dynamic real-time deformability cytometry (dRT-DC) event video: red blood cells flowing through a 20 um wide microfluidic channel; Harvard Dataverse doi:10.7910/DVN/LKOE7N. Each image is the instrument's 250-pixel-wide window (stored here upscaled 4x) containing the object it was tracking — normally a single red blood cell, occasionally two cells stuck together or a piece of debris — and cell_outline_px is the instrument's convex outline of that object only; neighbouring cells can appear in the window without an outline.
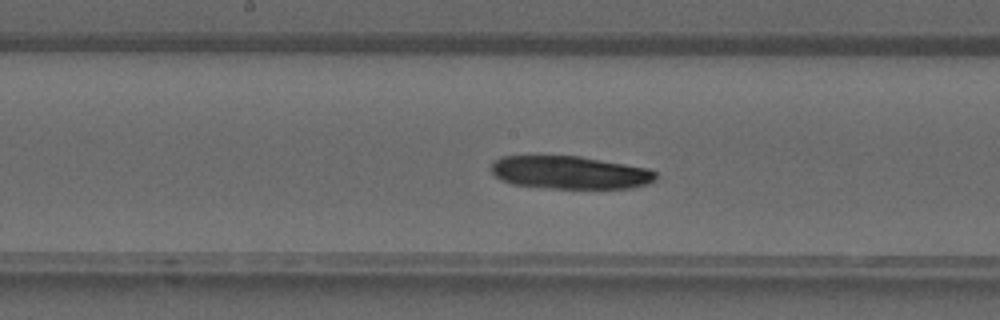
{"species": "common noctule bat (a hibernating species)", "species_latin": "Nyctalus noctula", "temperature_condition": "warm", "stored_images_in_passage": 30, "camera_frame_rate_fps": 3000, "um_per_image_px": 0.085, "animal": {"sex": "male", "forearm_length_mm": 52.5}, "frame": {"image": 1, "passage_image": 11, "time_ms": 3.333, "image_size_px": [1000, 320], "cell_outline_px": [[656, 176], [652, 180], [644, 184], [628, 188], [552, 188], [512, 184], [500, 180], [492, 172], [492, 160], [500, 156], [580, 156], [648, 168], [656, 172]], "centroid_in_image_um": [48.38, 14.65], "position_along_channel_um": 199.8, "area_um2": 31.39}}
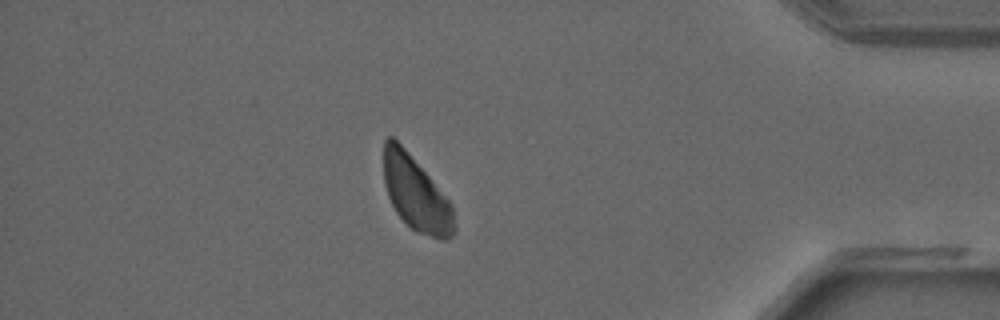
{"frame": {"image": 2, "passage_image": 25, "time_ms": 8.0, "image_size_px": [1000, 320], "cell_outline_px": [[456, 232], [448, 240], [440, 240], [416, 232], [396, 212], [388, 196], [384, 184], [384, 140], [388, 136], [392, 136], [408, 152], [452, 204], [456, 228]], "centroid_in_image_um": [35.38, 16.5], "position_along_channel_um": 399.8, "area_um2": 30.4}}